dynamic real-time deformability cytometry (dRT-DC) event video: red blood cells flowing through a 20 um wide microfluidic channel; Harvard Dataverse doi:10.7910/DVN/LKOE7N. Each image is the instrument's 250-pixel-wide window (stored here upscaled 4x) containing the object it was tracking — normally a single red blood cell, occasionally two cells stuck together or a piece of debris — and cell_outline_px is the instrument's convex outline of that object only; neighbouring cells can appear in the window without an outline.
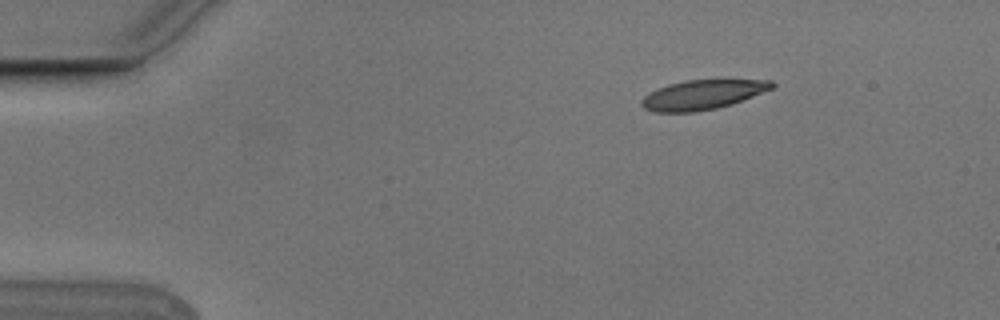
{"species": "Egyptian fruit bat (a non-hibernating species)", "species_latin": "Rousettus aegyptiacus", "temperature_condition": "cold", "stored_images_in_passage": 5, "camera_frame_rate_fps": 3000, "um_per_image_px": 0.085, "animal": {"sex": "male"}, "frame": {"image": 1, "passage_image": 2, "time_ms": 0.333, "image_size_px": [1000, 320], "cell_outline_px": [[776, 84], [772, 88], [732, 104], [716, 108], [692, 112], [656, 112], [644, 108], [640, 104], [640, 100], [644, 96], [668, 84], [688, 80], [772, 80]], "centroid_in_image_um": [59.7, 8.05], "position_along_channel_um": 25.3, "area_um2": 22.08}}
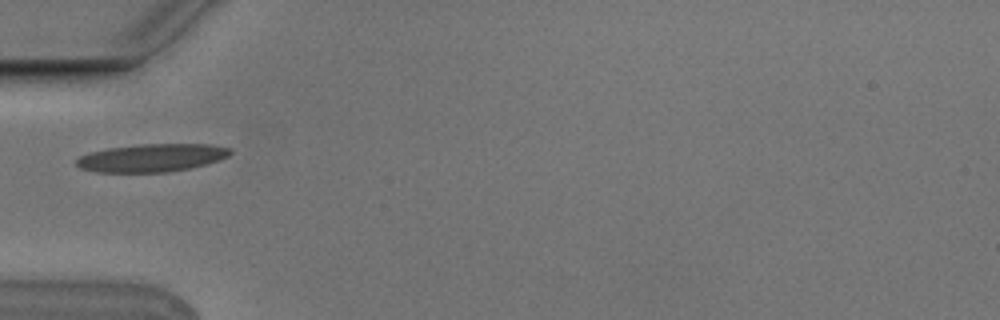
{"frame": {"image": 2, "passage_image": 5, "time_ms": 1.333, "image_size_px": [1000, 320], "cell_outline_px": [[232, 152], [228, 156], [220, 160], [188, 168], [168, 172], [96, 172], [80, 168], [76, 164], [76, 160], [80, 156], [88, 152], [108, 148], [140, 144], [212, 144], [232, 148]], "centroid_in_image_um": [12.9, 13.4], "position_along_channel_um": 72.1, "area_um2": 25.09}}